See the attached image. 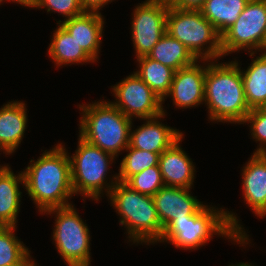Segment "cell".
<instances>
[{
	"mask_svg": "<svg viewBox=\"0 0 266 266\" xmlns=\"http://www.w3.org/2000/svg\"><path fill=\"white\" fill-rule=\"evenodd\" d=\"M136 75L162 100L169 93L175 70L146 56L136 58Z\"/></svg>",
	"mask_w": 266,
	"mask_h": 266,
	"instance_id": "obj_24",
	"label": "cell"
},
{
	"mask_svg": "<svg viewBox=\"0 0 266 266\" xmlns=\"http://www.w3.org/2000/svg\"><path fill=\"white\" fill-rule=\"evenodd\" d=\"M107 198L120 216L119 224L126 228L128 242L154 245L160 241L164 229L152 196L141 194L118 181Z\"/></svg>",
	"mask_w": 266,
	"mask_h": 266,
	"instance_id": "obj_5",
	"label": "cell"
},
{
	"mask_svg": "<svg viewBox=\"0 0 266 266\" xmlns=\"http://www.w3.org/2000/svg\"><path fill=\"white\" fill-rule=\"evenodd\" d=\"M0 152H1V151H0ZM4 166H5V164H4V165L2 164V166H1V164H0V170H1Z\"/></svg>",
	"mask_w": 266,
	"mask_h": 266,
	"instance_id": "obj_37",
	"label": "cell"
},
{
	"mask_svg": "<svg viewBox=\"0 0 266 266\" xmlns=\"http://www.w3.org/2000/svg\"><path fill=\"white\" fill-rule=\"evenodd\" d=\"M125 184L131 189L148 196H154L160 188L165 186L159 166H153L143 170L130 177Z\"/></svg>",
	"mask_w": 266,
	"mask_h": 266,
	"instance_id": "obj_27",
	"label": "cell"
},
{
	"mask_svg": "<svg viewBox=\"0 0 266 266\" xmlns=\"http://www.w3.org/2000/svg\"><path fill=\"white\" fill-rule=\"evenodd\" d=\"M234 60H206L204 104L208 119L215 123L243 124L251 111L245 99L241 63Z\"/></svg>",
	"mask_w": 266,
	"mask_h": 266,
	"instance_id": "obj_3",
	"label": "cell"
},
{
	"mask_svg": "<svg viewBox=\"0 0 266 266\" xmlns=\"http://www.w3.org/2000/svg\"><path fill=\"white\" fill-rule=\"evenodd\" d=\"M159 1H165V2H170L171 0H159Z\"/></svg>",
	"mask_w": 266,
	"mask_h": 266,
	"instance_id": "obj_38",
	"label": "cell"
},
{
	"mask_svg": "<svg viewBox=\"0 0 266 266\" xmlns=\"http://www.w3.org/2000/svg\"><path fill=\"white\" fill-rule=\"evenodd\" d=\"M31 252L19 263L13 265V266H38L35 263V260L31 259L32 256L30 255Z\"/></svg>",
	"mask_w": 266,
	"mask_h": 266,
	"instance_id": "obj_33",
	"label": "cell"
},
{
	"mask_svg": "<svg viewBox=\"0 0 266 266\" xmlns=\"http://www.w3.org/2000/svg\"><path fill=\"white\" fill-rule=\"evenodd\" d=\"M192 195L191 188L164 186L152 196L163 229L174 219L194 215L204 205Z\"/></svg>",
	"mask_w": 266,
	"mask_h": 266,
	"instance_id": "obj_14",
	"label": "cell"
},
{
	"mask_svg": "<svg viewBox=\"0 0 266 266\" xmlns=\"http://www.w3.org/2000/svg\"><path fill=\"white\" fill-rule=\"evenodd\" d=\"M265 42L266 0H249L235 23L221 35L222 58L240 50L263 52Z\"/></svg>",
	"mask_w": 266,
	"mask_h": 266,
	"instance_id": "obj_9",
	"label": "cell"
},
{
	"mask_svg": "<svg viewBox=\"0 0 266 266\" xmlns=\"http://www.w3.org/2000/svg\"><path fill=\"white\" fill-rule=\"evenodd\" d=\"M5 1L8 2V0H0V5H1L2 3H4Z\"/></svg>",
	"mask_w": 266,
	"mask_h": 266,
	"instance_id": "obj_35",
	"label": "cell"
},
{
	"mask_svg": "<svg viewBox=\"0 0 266 266\" xmlns=\"http://www.w3.org/2000/svg\"><path fill=\"white\" fill-rule=\"evenodd\" d=\"M24 175L20 171L13 172L7 164L0 170V226L17 227L18 213L20 212Z\"/></svg>",
	"mask_w": 266,
	"mask_h": 266,
	"instance_id": "obj_19",
	"label": "cell"
},
{
	"mask_svg": "<svg viewBox=\"0 0 266 266\" xmlns=\"http://www.w3.org/2000/svg\"><path fill=\"white\" fill-rule=\"evenodd\" d=\"M77 143L75 153L69 155L74 195L84 197L83 201L89 198L98 203L105 193L108 197L111 189L119 181L117 173L113 174L111 179L106 178L107 173L110 172V166L117 158L89 144L79 136ZM107 179L111 181L108 182Z\"/></svg>",
	"mask_w": 266,
	"mask_h": 266,
	"instance_id": "obj_6",
	"label": "cell"
},
{
	"mask_svg": "<svg viewBox=\"0 0 266 266\" xmlns=\"http://www.w3.org/2000/svg\"><path fill=\"white\" fill-rule=\"evenodd\" d=\"M236 215L225 208L205 204L194 215L172 220L158 243H171L178 249L195 251L217 235L246 247L251 240Z\"/></svg>",
	"mask_w": 266,
	"mask_h": 266,
	"instance_id": "obj_1",
	"label": "cell"
},
{
	"mask_svg": "<svg viewBox=\"0 0 266 266\" xmlns=\"http://www.w3.org/2000/svg\"><path fill=\"white\" fill-rule=\"evenodd\" d=\"M48 56L56 66H71L72 64L95 63V61L77 43L73 36L58 24L49 44Z\"/></svg>",
	"mask_w": 266,
	"mask_h": 266,
	"instance_id": "obj_20",
	"label": "cell"
},
{
	"mask_svg": "<svg viewBox=\"0 0 266 266\" xmlns=\"http://www.w3.org/2000/svg\"><path fill=\"white\" fill-rule=\"evenodd\" d=\"M75 205L53 208L42 213L54 214L52 240L68 266H91L90 231Z\"/></svg>",
	"mask_w": 266,
	"mask_h": 266,
	"instance_id": "obj_8",
	"label": "cell"
},
{
	"mask_svg": "<svg viewBox=\"0 0 266 266\" xmlns=\"http://www.w3.org/2000/svg\"><path fill=\"white\" fill-rule=\"evenodd\" d=\"M62 143L45 150L41 156L30 160L23 169L24 190L40 214L53 208L72 205L74 197L71 180V163L68 150Z\"/></svg>",
	"mask_w": 266,
	"mask_h": 266,
	"instance_id": "obj_2",
	"label": "cell"
},
{
	"mask_svg": "<svg viewBox=\"0 0 266 266\" xmlns=\"http://www.w3.org/2000/svg\"><path fill=\"white\" fill-rule=\"evenodd\" d=\"M263 52H265L266 53V42H265V46H264V51Z\"/></svg>",
	"mask_w": 266,
	"mask_h": 266,
	"instance_id": "obj_36",
	"label": "cell"
},
{
	"mask_svg": "<svg viewBox=\"0 0 266 266\" xmlns=\"http://www.w3.org/2000/svg\"><path fill=\"white\" fill-rule=\"evenodd\" d=\"M47 10L48 13H59L65 17L64 20L71 19L83 13L79 0H39L36 7Z\"/></svg>",
	"mask_w": 266,
	"mask_h": 266,
	"instance_id": "obj_29",
	"label": "cell"
},
{
	"mask_svg": "<svg viewBox=\"0 0 266 266\" xmlns=\"http://www.w3.org/2000/svg\"><path fill=\"white\" fill-rule=\"evenodd\" d=\"M127 153L120 161L118 180L125 183L130 177L142 172L143 170L159 166V154L150 151L139 150L128 146Z\"/></svg>",
	"mask_w": 266,
	"mask_h": 266,
	"instance_id": "obj_25",
	"label": "cell"
},
{
	"mask_svg": "<svg viewBox=\"0 0 266 266\" xmlns=\"http://www.w3.org/2000/svg\"><path fill=\"white\" fill-rule=\"evenodd\" d=\"M14 2V3H18L19 5L21 6H24V7H29V8H32V9H35L37 3L39 0H8V2Z\"/></svg>",
	"mask_w": 266,
	"mask_h": 266,
	"instance_id": "obj_32",
	"label": "cell"
},
{
	"mask_svg": "<svg viewBox=\"0 0 266 266\" xmlns=\"http://www.w3.org/2000/svg\"><path fill=\"white\" fill-rule=\"evenodd\" d=\"M138 4L131 14L135 58L146 56L165 34L169 9V2L159 0H145Z\"/></svg>",
	"mask_w": 266,
	"mask_h": 266,
	"instance_id": "obj_11",
	"label": "cell"
},
{
	"mask_svg": "<svg viewBox=\"0 0 266 266\" xmlns=\"http://www.w3.org/2000/svg\"><path fill=\"white\" fill-rule=\"evenodd\" d=\"M101 12H86L67 20H59L61 24L85 50V52L95 61L99 59L104 21Z\"/></svg>",
	"mask_w": 266,
	"mask_h": 266,
	"instance_id": "obj_16",
	"label": "cell"
},
{
	"mask_svg": "<svg viewBox=\"0 0 266 266\" xmlns=\"http://www.w3.org/2000/svg\"><path fill=\"white\" fill-rule=\"evenodd\" d=\"M114 0H79L81 8L86 12H97Z\"/></svg>",
	"mask_w": 266,
	"mask_h": 266,
	"instance_id": "obj_31",
	"label": "cell"
},
{
	"mask_svg": "<svg viewBox=\"0 0 266 266\" xmlns=\"http://www.w3.org/2000/svg\"><path fill=\"white\" fill-rule=\"evenodd\" d=\"M183 136L159 156V168L165 186L193 188L195 164L180 146Z\"/></svg>",
	"mask_w": 266,
	"mask_h": 266,
	"instance_id": "obj_17",
	"label": "cell"
},
{
	"mask_svg": "<svg viewBox=\"0 0 266 266\" xmlns=\"http://www.w3.org/2000/svg\"><path fill=\"white\" fill-rule=\"evenodd\" d=\"M16 229L17 227L0 226V266H13L31 252L14 234Z\"/></svg>",
	"mask_w": 266,
	"mask_h": 266,
	"instance_id": "obj_26",
	"label": "cell"
},
{
	"mask_svg": "<svg viewBox=\"0 0 266 266\" xmlns=\"http://www.w3.org/2000/svg\"><path fill=\"white\" fill-rule=\"evenodd\" d=\"M206 0H171L169 5L179 9L199 10Z\"/></svg>",
	"mask_w": 266,
	"mask_h": 266,
	"instance_id": "obj_30",
	"label": "cell"
},
{
	"mask_svg": "<svg viewBox=\"0 0 266 266\" xmlns=\"http://www.w3.org/2000/svg\"><path fill=\"white\" fill-rule=\"evenodd\" d=\"M241 170L245 204L255 216L266 217V154L253 153Z\"/></svg>",
	"mask_w": 266,
	"mask_h": 266,
	"instance_id": "obj_15",
	"label": "cell"
},
{
	"mask_svg": "<svg viewBox=\"0 0 266 266\" xmlns=\"http://www.w3.org/2000/svg\"><path fill=\"white\" fill-rule=\"evenodd\" d=\"M249 0H206L199 9L201 14L222 35L232 26Z\"/></svg>",
	"mask_w": 266,
	"mask_h": 266,
	"instance_id": "obj_23",
	"label": "cell"
},
{
	"mask_svg": "<svg viewBox=\"0 0 266 266\" xmlns=\"http://www.w3.org/2000/svg\"><path fill=\"white\" fill-rule=\"evenodd\" d=\"M246 123L250 124L251 139L259 142L254 153L266 154V107L251 109L243 122Z\"/></svg>",
	"mask_w": 266,
	"mask_h": 266,
	"instance_id": "obj_28",
	"label": "cell"
},
{
	"mask_svg": "<svg viewBox=\"0 0 266 266\" xmlns=\"http://www.w3.org/2000/svg\"><path fill=\"white\" fill-rule=\"evenodd\" d=\"M205 62L206 60H197L193 65L175 71L170 91L162 100V104L168 97L172 98L173 105L180 109L204 104Z\"/></svg>",
	"mask_w": 266,
	"mask_h": 266,
	"instance_id": "obj_12",
	"label": "cell"
},
{
	"mask_svg": "<svg viewBox=\"0 0 266 266\" xmlns=\"http://www.w3.org/2000/svg\"><path fill=\"white\" fill-rule=\"evenodd\" d=\"M111 90L115 100L110 102L131 119L153 118L163 114L162 99L134 71L111 86Z\"/></svg>",
	"mask_w": 266,
	"mask_h": 266,
	"instance_id": "obj_10",
	"label": "cell"
},
{
	"mask_svg": "<svg viewBox=\"0 0 266 266\" xmlns=\"http://www.w3.org/2000/svg\"><path fill=\"white\" fill-rule=\"evenodd\" d=\"M147 56L175 71L191 66L198 60L185 45L167 32H165Z\"/></svg>",
	"mask_w": 266,
	"mask_h": 266,
	"instance_id": "obj_22",
	"label": "cell"
},
{
	"mask_svg": "<svg viewBox=\"0 0 266 266\" xmlns=\"http://www.w3.org/2000/svg\"><path fill=\"white\" fill-rule=\"evenodd\" d=\"M228 266H254L253 264H251L250 262L248 263V262H239L238 264H229Z\"/></svg>",
	"mask_w": 266,
	"mask_h": 266,
	"instance_id": "obj_34",
	"label": "cell"
},
{
	"mask_svg": "<svg viewBox=\"0 0 266 266\" xmlns=\"http://www.w3.org/2000/svg\"><path fill=\"white\" fill-rule=\"evenodd\" d=\"M166 110L163 114L141 119L145 122L135 130L130 129L129 146L139 150L158 153L159 155L166 149L170 148L177 140L184 136L180 130L162 124L161 118H165Z\"/></svg>",
	"mask_w": 266,
	"mask_h": 266,
	"instance_id": "obj_13",
	"label": "cell"
},
{
	"mask_svg": "<svg viewBox=\"0 0 266 266\" xmlns=\"http://www.w3.org/2000/svg\"><path fill=\"white\" fill-rule=\"evenodd\" d=\"M27 106L23 101H8L0 108V151L10 155L23 141L28 117Z\"/></svg>",
	"mask_w": 266,
	"mask_h": 266,
	"instance_id": "obj_18",
	"label": "cell"
},
{
	"mask_svg": "<svg viewBox=\"0 0 266 266\" xmlns=\"http://www.w3.org/2000/svg\"><path fill=\"white\" fill-rule=\"evenodd\" d=\"M260 53L250 52L249 56L256 58H252L245 71L241 70L245 99L250 109L266 107V53Z\"/></svg>",
	"mask_w": 266,
	"mask_h": 266,
	"instance_id": "obj_21",
	"label": "cell"
},
{
	"mask_svg": "<svg viewBox=\"0 0 266 266\" xmlns=\"http://www.w3.org/2000/svg\"><path fill=\"white\" fill-rule=\"evenodd\" d=\"M166 32L185 45L198 60L222 58L221 35L199 10L169 5Z\"/></svg>",
	"mask_w": 266,
	"mask_h": 266,
	"instance_id": "obj_7",
	"label": "cell"
},
{
	"mask_svg": "<svg viewBox=\"0 0 266 266\" xmlns=\"http://www.w3.org/2000/svg\"><path fill=\"white\" fill-rule=\"evenodd\" d=\"M100 100L77 105L81 111L79 137L118 158L129 146L133 119L125 116L110 101Z\"/></svg>",
	"mask_w": 266,
	"mask_h": 266,
	"instance_id": "obj_4",
	"label": "cell"
}]
</instances>
